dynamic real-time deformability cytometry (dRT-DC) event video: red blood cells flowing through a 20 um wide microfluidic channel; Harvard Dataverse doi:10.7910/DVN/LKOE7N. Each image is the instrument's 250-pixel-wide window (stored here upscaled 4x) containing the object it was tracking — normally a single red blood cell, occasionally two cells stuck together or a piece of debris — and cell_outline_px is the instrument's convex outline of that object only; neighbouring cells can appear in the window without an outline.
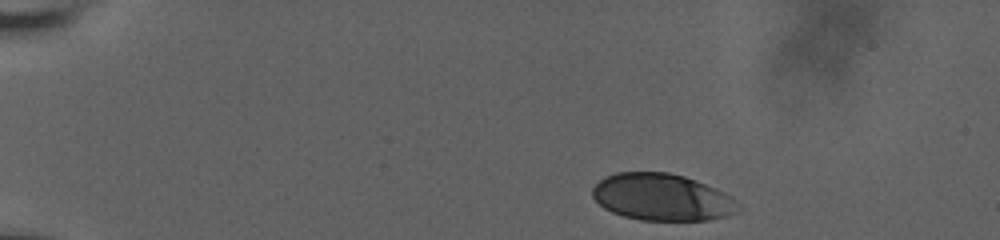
{"species": "human", "species_latin": "Homo sapiens", "temperature_condition": "room temperature", "stored_images_in_passage": 42, "camera_frame_rate_fps": 3000, "um_per_image_px": 0.085, "donor": {"sex": "male"}, "frame": {"image": 1, "passage_image": 1, "time_ms": 0.0, "image_size_px": [1000, 240], "cell_outline_px": [[744, 208], [740, 212], [728, 216], [708, 220], [640, 220], [624, 216], [612, 212], [604, 208], [592, 196], [592, 188], [604, 176], [616, 172], [668, 172], [684, 176], [696, 180], [724, 192], [732, 196]], "centroid_in_image_um": [56.32, 16.76], "position_along_channel_um": 28.7, "area_um2": 40.23}}
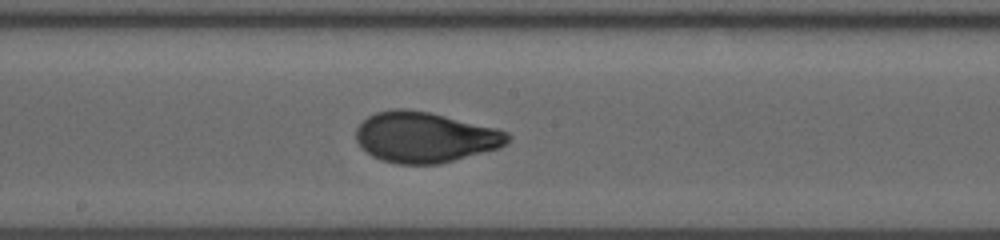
{"frame": {"image": 2, "passage_image": 24, "time_ms": 7.667, "image_size_px": [1000, 240], "cell_outline_px": [[512, 136], [508, 144], [500, 148], [440, 164], [400, 164], [380, 160], [372, 156], [356, 140], [356, 128], [368, 116], [376, 112], [396, 108], [404, 108], [432, 112], [496, 128], [508, 132]], "centroid_in_image_um": [36.17, 11.66], "position_along_channel_um": 212.0, "area_um2": 44.97}}
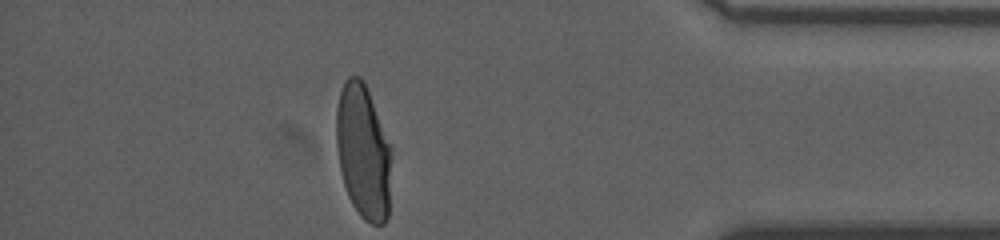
{"frame": {"image": 3, "passage_image": 42, "time_ms": 13.667, "image_size_px": [1000, 240], "cell_outline_px": [[392, 148], [388, 220], [384, 224], [372, 224], [364, 220], [360, 216], [352, 204], [348, 196], [344, 184], [340, 168], [336, 148], [336, 108], [340, 92], [344, 80], [348, 76], [360, 76], [364, 80]], "centroid_in_image_um": [30.88, 12.89], "position_along_channel_um": 404.3, "area_um2": 43.81}, "authors_computed_cell_mechanics": {"area_um2": 43.7835, "velocity_mm_per_s": 3.7129, "shape_relaxation_time_tau1_ms": 5.4395, "shape_relaxation_time_tau2_ms": null, "deformation_change_tau1": 0.1983, "deformation_change_tau2": null}}